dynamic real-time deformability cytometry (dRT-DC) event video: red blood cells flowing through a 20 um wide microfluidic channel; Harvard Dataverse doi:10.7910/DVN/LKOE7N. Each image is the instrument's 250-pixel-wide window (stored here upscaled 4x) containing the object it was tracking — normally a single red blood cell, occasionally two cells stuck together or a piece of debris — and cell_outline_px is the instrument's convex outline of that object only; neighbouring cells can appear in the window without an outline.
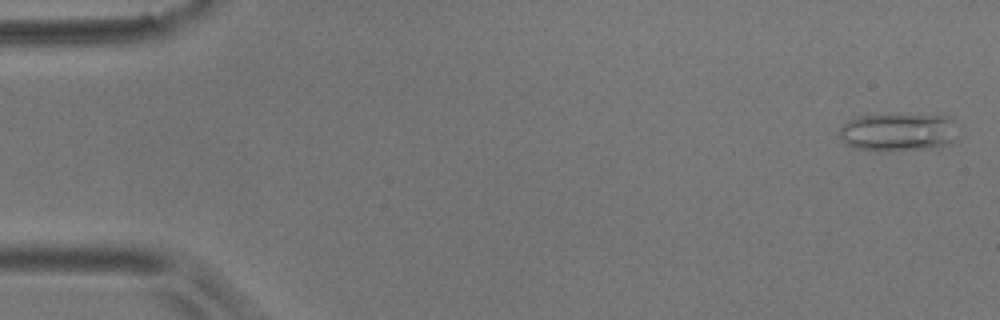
{"species": "common noctule bat (a hibernating species)", "species_latin": "Nyctalus noctula", "temperature_condition": "room temperature", "stored_images_in_passage": 5, "camera_frame_rate_fps": 3000, "um_per_image_px": 0.085, "animal": {"sex": "male", "body_mass_g": 17.9}, "frame": {"image": 1, "passage_image": 1, "time_ms": 0.0, "image_size_px": [1000, 320], "cell_outline_px": [[952, 140], [948, 144], [936, 148], [884, 152], [856, 148], [848, 144], [840, 136], [840, 128], [848, 120], [860, 116], [884, 112], [948, 116], [952, 120]], "centroid_in_image_um": [76.28, 11.2], "position_along_channel_um": 8.7, "area_um2": 26.7}}